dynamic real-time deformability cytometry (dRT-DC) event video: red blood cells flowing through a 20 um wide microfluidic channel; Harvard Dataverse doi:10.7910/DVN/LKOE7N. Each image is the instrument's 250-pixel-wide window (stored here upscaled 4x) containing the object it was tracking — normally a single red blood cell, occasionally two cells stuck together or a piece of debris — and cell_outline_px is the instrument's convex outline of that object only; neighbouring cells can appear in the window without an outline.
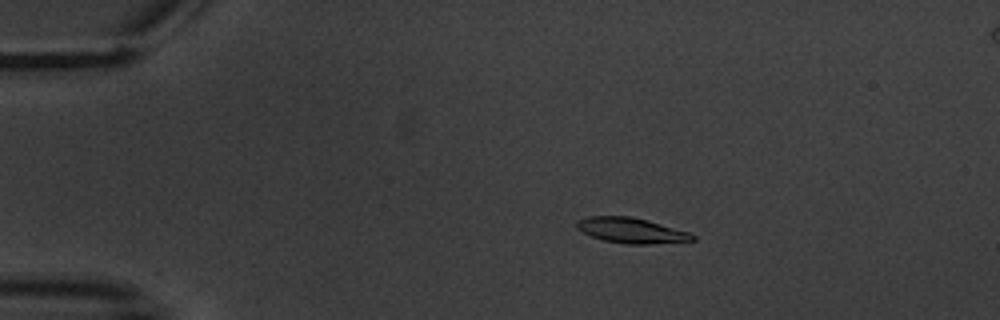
{"species": "common noctule bat (a hibernating species)", "species_latin": "Nyctalus noctula", "temperature_condition": "warm", "stored_images_in_passage": 7, "camera_frame_rate_fps": 3000, "um_per_image_px": 0.085, "animal": {"sex": "male", "body_mass_g": 20.1, "forearm_length_mm": 53.5}, "frame": {"image": 1, "passage_image": 4, "time_ms": 3.667, "image_size_px": [1000, 320], "cell_outline_px": [[696, 240], [648, 244], [624, 244], [604, 240], [592, 236], [576, 228], [576, 220], [588, 216], [632, 216], [648, 220], [688, 232], [696, 236]], "centroid_in_image_um": [53.64, 19.58], "position_along_channel_um": 31.4, "area_um2": 17.05}}